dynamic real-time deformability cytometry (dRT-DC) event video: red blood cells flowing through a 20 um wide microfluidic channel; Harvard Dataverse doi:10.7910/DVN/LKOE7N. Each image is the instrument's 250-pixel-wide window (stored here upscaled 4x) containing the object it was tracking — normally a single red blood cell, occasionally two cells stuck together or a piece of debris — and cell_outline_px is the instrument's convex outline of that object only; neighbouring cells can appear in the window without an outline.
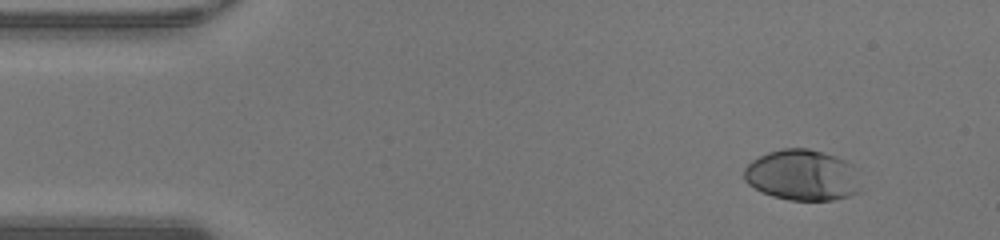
{"species": "human", "species_latin": "Homo sapiens", "temperature_condition": "warm", "stored_images_in_passage": 44, "camera_frame_rate_fps": 3000, "um_per_image_px": 0.085, "donor": {"sex": "male"}, "frame": {"image": 1, "passage_image": 1, "time_ms": 0.0, "image_size_px": [1000, 240], "cell_outline_px": [[860, 192], [848, 196], [832, 200], [788, 200], [772, 196], [760, 192], [748, 184], [744, 180], [744, 168], [752, 160], [768, 152], [784, 148], [808, 148], [824, 152], [836, 156], [852, 164], [860, 188]], "centroid_in_image_um": [68.17, 14.89], "position_along_channel_um": 16.8, "area_um2": 34.68}}
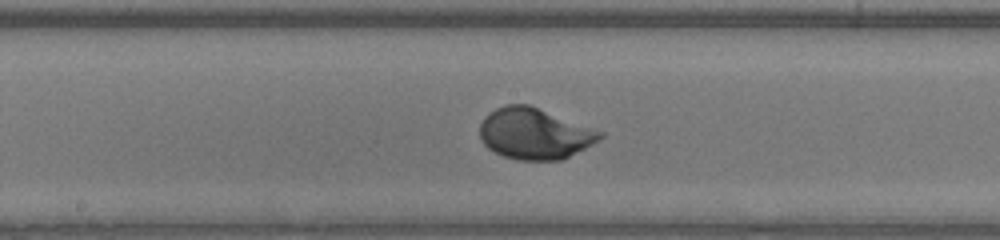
{"frame": {"image": 2, "passage_image": 21, "time_ms": 6.667, "image_size_px": [1000, 240], "cell_outline_px": [[604, 136], [600, 140], [560, 160], [520, 160], [504, 156], [488, 148], [480, 140], [480, 124], [484, 116], [488, 112], [504, 104], [528, 104], [604, 132]], "centroid_in_image_um": [45.41, 11.34], "position_along_channel_um": 202.8, "area_um2": 35.66}}
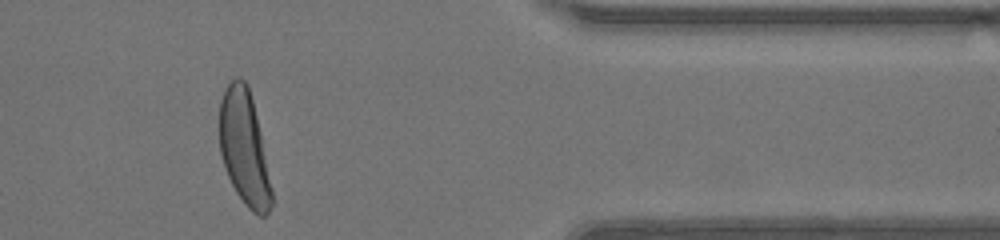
{"frame": {"image": 3, "passage_image": 36, "time_ms": 11.667, "image_size_px": [1000, 240], "cell_outline_px": [[272, 204], [268, 212], [264, 216], [260, 216], [252, 212], [248, 208], [236, 192], [224, 168], [220, 152], [220, 100], [224, 88], [236, 76], [240, 76], [248, 84], [260, 132], [272, 188]], "centroid_in_image_um": [20.75, 12.57], "position_along_channel_um": 390.7, "area_um2": 34.56}, "authors_computed_cell_mechanics": {"area_um2": 35.0268, "velocity_mm_per_s": 4.2942, "shape_relaxation_time_tau1_ms": 2.1917, "shape_relaxation_time_tau2_ms": null, "deformation_change_tau1": 0.199, "deformation_change_tau2": null}}